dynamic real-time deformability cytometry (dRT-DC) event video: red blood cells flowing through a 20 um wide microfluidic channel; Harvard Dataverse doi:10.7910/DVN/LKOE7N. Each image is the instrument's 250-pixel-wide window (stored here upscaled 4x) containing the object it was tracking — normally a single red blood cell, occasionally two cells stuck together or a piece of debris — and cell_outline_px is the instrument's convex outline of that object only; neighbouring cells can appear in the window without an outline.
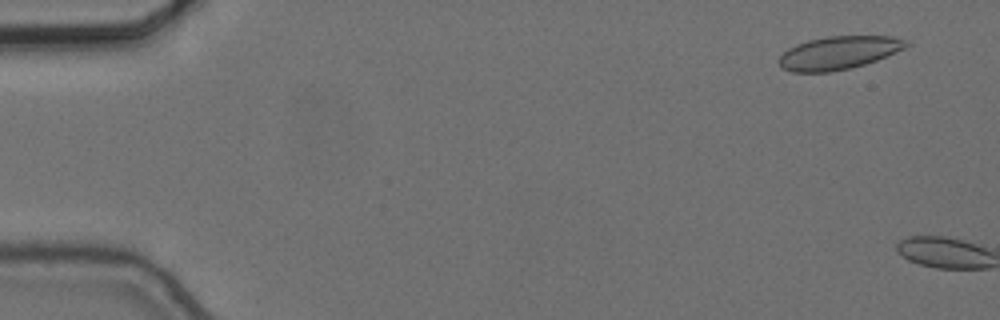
{"species": "common noctule bat (a hibernating species)", "species_latin": "Nyctalus noctula", "temperature_condition": "cold", "stored_images_in_passage": 2, "camera_frame_rate_fps": 3000, "um_per_image_px": 0.085, "animal": {"sex": "female", "body_mass_g": 24.6, "forearm_length_mm": 56.2}, "frame": {"image": 1, "passage_image": 1, "time_ms": 0.0, "image_size_px": [1000, 320], "cell_outline_px": [[912, 44], [904, 48], [876, 60], [864, 64], [848, 68], [828, 72], [792, 72], [784, 68], [776, 60], [788, 48], [796, 44], [808, 40], [824, 36], [892, 36], [908, 40]], "centroid_in_image_um": [71.28, 4.47], "position_along_channel_um": 13.7, "area_um2": 24.51}}